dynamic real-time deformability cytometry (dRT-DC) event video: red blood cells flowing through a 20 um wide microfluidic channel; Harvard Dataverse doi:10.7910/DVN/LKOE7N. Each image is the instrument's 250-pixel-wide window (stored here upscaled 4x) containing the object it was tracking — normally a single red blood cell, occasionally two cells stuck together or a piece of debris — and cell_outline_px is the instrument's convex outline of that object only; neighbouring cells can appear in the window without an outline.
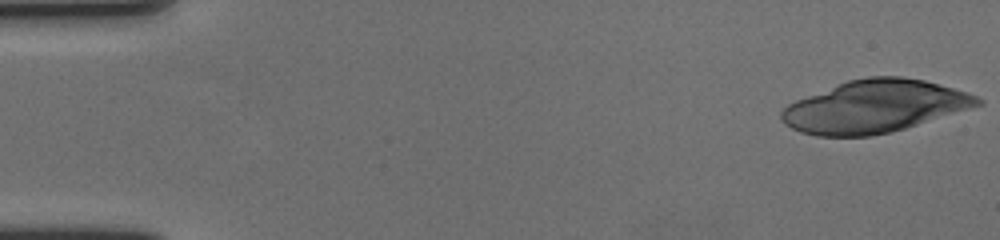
{"species": "human", "species_latin": "Homo sapiens", "temperature_condition": "cold", "stored_images_in_passage": 43, "camera_frame_rate_fps": 3000, "um_per_image_px": 0.085, "donor": {"sex": "female"}, "frame": {"image": 1, "passage_image": 1, "time_ms": 0.0, "image_size_px": [1000, 240], "cell_outline_px": [[984, 104], [892, 132], [872, 136], [816, 136], [800, 132], [784, 124], [780, 116], [780, 112], [788, 104], [796, 100], [848, 80], [868, 76], [900, 76], [924, 80], [968, 92], [984, 100]], "centroid_in_image_um": [74.34, 9.05], "position_along_channel_um": 10.7, "area_um2": 59.82}}